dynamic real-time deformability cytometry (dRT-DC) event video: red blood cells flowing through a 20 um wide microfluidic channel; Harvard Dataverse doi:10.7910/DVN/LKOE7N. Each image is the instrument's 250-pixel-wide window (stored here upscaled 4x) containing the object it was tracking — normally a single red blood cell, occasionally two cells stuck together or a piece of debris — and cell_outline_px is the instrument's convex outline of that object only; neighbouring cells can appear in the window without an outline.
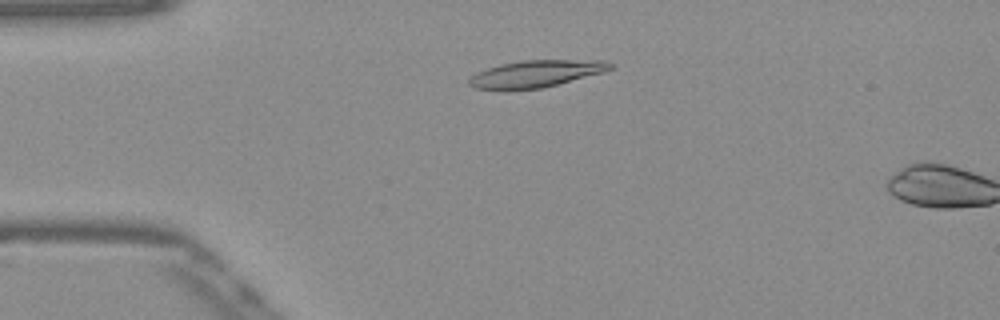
{"species": "Egyptian fruit bat (a non-hibernating species)", "species_latin": "Rousettus aegyptiacus", "temperature_condition": "warm", "stored_images_in_passage": 14, "camera_frame_rate_fps": 3000, "um_per_image_px": 0.085, "frame": {"image": 1, "passage_image": 12, "time_ms": 3.667, "image_size_px": [1000, 320], "cell_outline_px": [[612, 68], [604, 72], [540, 88], [508, 92], [476, 88], [468, 84], [468, 80], [476, 72], [500, 64], [524, 60], [604, 60], [612, 64]], "centroid_in_image_um": [45.49, 6.29], "position_along_channel_um": 39.5, "area_um2": 22.43}}